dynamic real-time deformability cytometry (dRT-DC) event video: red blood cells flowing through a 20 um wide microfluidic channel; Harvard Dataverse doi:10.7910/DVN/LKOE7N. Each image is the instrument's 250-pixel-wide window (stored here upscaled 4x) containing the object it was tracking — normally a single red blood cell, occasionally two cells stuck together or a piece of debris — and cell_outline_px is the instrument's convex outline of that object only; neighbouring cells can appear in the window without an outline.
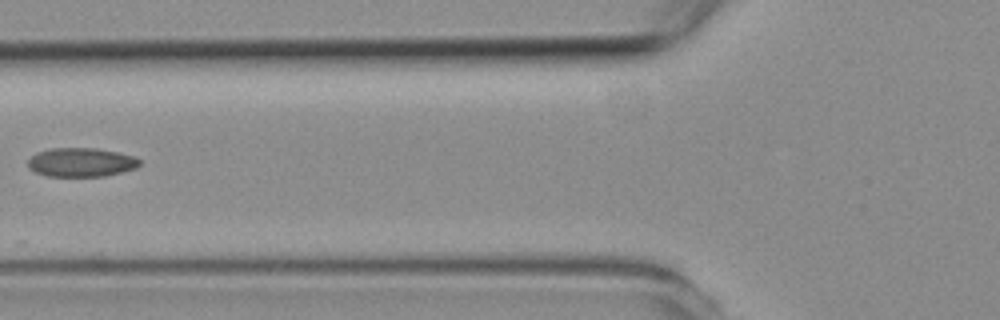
{"species": "common noctule bat (a hibernating species)", "species_latin": "Nyctalus noctula", "temperature_condition": "room temperature", "stored_images_in_passage": 5, "camera_frame_rate_fps": 3000, "um_per_image_px": 0.085, "animal": {"sex": "female", "body_mass_g": 19.3, "forearm_length_mm": 54.1}, "frame": {"image": 1, "passage_image": 5, "time_ms": 4.667, "image_size_px": [1000, 320], "cell_outline_px": [[140, 164], [136, 168], [104, 176], [48, 176], [36, 172], [28, 168], [28, 160], [36, 152], [52, 148], [96, 148], [116, 152], [132, 156], [140, 160]], "centroid_in_image_um": [6.87, 13.79], "position_along_channel_um": 118.9, "area_um2": 18.67}}